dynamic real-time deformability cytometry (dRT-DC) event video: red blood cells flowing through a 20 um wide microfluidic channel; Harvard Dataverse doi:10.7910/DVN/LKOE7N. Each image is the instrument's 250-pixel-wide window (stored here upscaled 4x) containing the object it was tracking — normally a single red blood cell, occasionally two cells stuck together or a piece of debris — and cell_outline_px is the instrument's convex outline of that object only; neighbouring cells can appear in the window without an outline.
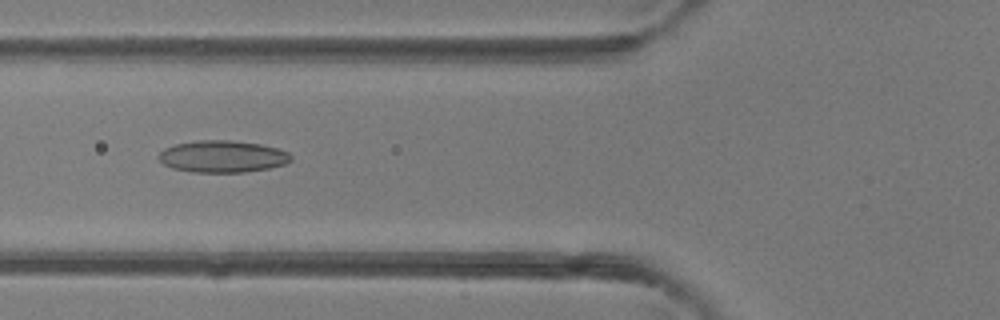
{"species": "common noctule bat (a hibernating species)", "species_latin": "Nyctalus noctula", "temperature_condition": "room temperature", "stored_images_in_passage": 3, "camera_frame_rate_fps": 3000, "um_per_image_px": 0.085, "animal": {"sex": "female"}, "frame": {"image": 1, "passage_image": 3, "time_ms": 2.333, "image_size_px": [1000, 320], "cell_outline_px": [[292, 160], [284, 164], [268, 168], [244, 172], [192, 172], [172, 168], [164, 164], [156, 156], [164, 148], [176, 144], [200, 140], [228, 140], [260, 144], [276, 148], [288, 152], [292, 156]], "centroid_in_image_um": [18.89, 13.3], "position_along_channel_um": 106.9, "area_um2": 24.51}}